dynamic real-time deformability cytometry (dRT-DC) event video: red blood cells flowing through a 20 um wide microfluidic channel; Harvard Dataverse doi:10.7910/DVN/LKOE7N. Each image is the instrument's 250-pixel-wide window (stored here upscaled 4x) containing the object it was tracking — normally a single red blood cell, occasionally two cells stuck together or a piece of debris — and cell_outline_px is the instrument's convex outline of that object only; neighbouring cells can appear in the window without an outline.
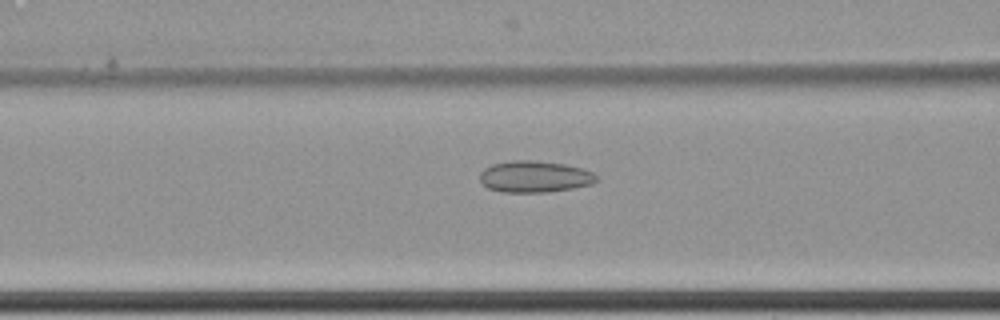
{"species": "common noctule bat (a hibernating species)", "species_latin": "Nyctalus noctula", "temperature_condition": "cold", "stored_images_in_passage": 43, "camera_frame_rate_fps": 3000, "um_per_image_px": 0.085, "animal": {"sex": "female", "body_mass_g": 22.7, "forearm_length_mm": 54.2}, "frame": {"image": 1, "passage_image": 15, "time_ms": 4.667, "image_size_px": [1000, 320], "cell_outline_px": [[596, 180], [592, 184], [572, 188], [548, 192], [500, 192], [488, 188], [480, 180], [480, 172], [484, 168], [492, 164], [512, 160], [536, 160], [564, 164], [580, 168], [592, 172], [596, 176]], "centroid_in_image_um": [45.41, 15.01], "position_along_channel_um": 121.2, "area_um2": 21.39}}
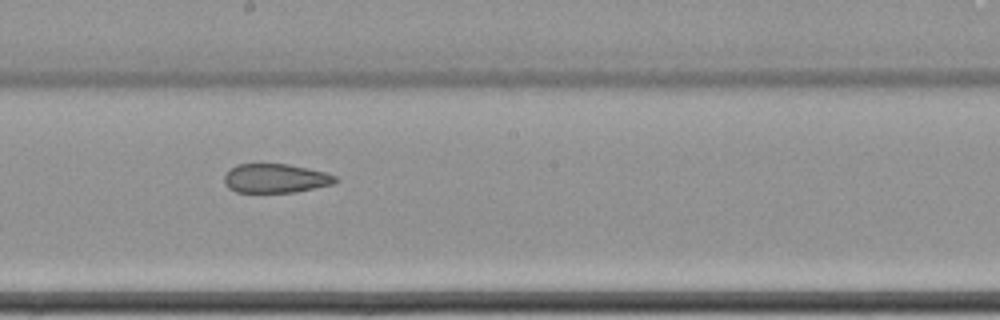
{"frame": {"image": 2, "passage_image": 24, "time_ms": 7.667, "image_size_px": [1000, 320], "cell_outline_px": [[340, 180], [332, 184], [296, 192], [236, 192], [228, 188], [224, 184], [224, 176], [236, 164], [288, 164], [308, 168], [324, 172], [336, 176]], "centroid_in_image_um": [23.42, 15.16], "position_along_channel_um": 224.8, "area_um2": 18.79}}
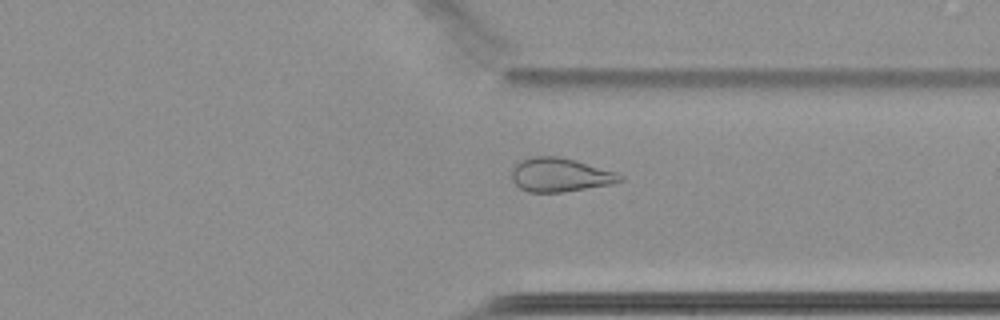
{"frame": {"image": 3, "passage_image": 36, "time_ms": 11.667, "image_size_px": [1000, 320], "cell_outline_px": [[624, 180], [612, 184], [560, 192], [528, 192], [520, 188], [512, 180], [512, 168], [520, 160], [532, 156], [560, 156], [576, 160], [616, 172], [624, 176]], "centroid_in_image_um": [47.61, 14.85], "position_along_channel_um": 363.8, "area_um2": 21.39}}